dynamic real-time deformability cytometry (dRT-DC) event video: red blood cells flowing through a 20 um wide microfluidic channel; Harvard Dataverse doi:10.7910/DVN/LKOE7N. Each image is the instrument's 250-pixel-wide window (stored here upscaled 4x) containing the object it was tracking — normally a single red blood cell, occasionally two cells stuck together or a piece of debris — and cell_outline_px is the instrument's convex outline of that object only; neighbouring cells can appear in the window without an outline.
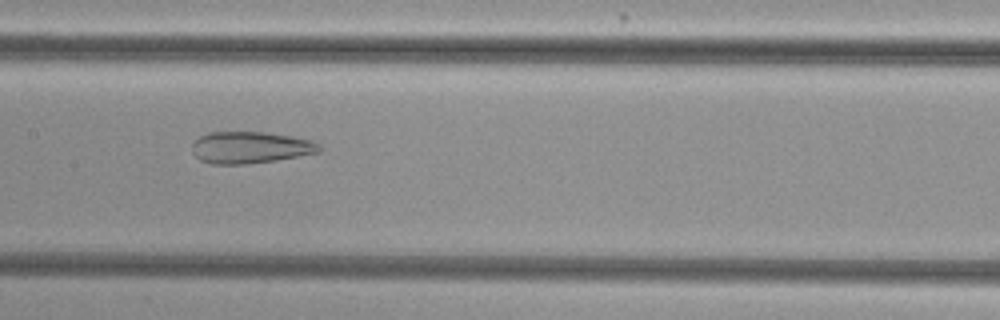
{"species": "common noctule bat (a hibernating species)", "species_latin": "Nyctalus noctula", "temperature_condition": "cold", "stored_images_in_passage": 55, "camera_frame_rate_fps": 3000, "um_per_image_px": 0.085, "animal": {"sex": "female", "body_mass_g": 29.2, "forearm_length_mm": 56.3}, "frame": {"image": 1, "passage_image": 27, "time_ms": 8.667, "image_size_px": [1000, 320], "cell_outline_px": [[324, 148], [320, 152], [276, 160], [244, 164], [212, 164], [200, 160], [192, 152], [192, 144], [200, 136], [208, 132], [268, 132], [292, 136], [312, 140], [320, 144]], "centroid_in_image_um": [21.3, 12.53], "position_along_channel_um": 186.1, "area_um2": 23.7}}
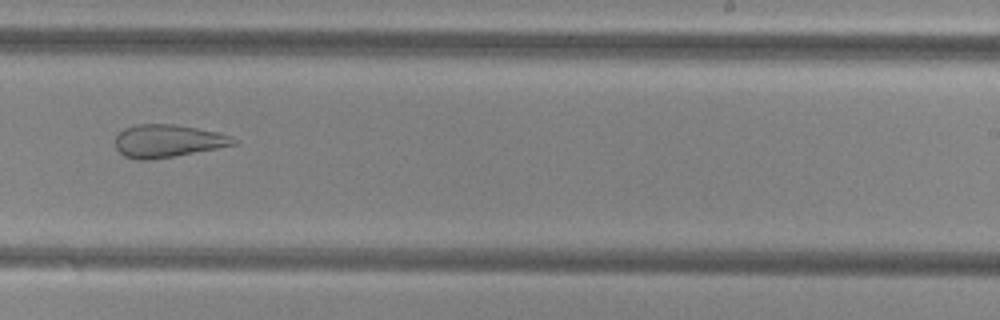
{"frame": {"image": 2, "passage_image": 34, "time_ms": 11.0, "image_size_px": [1000, 320], "cell_outline_px": [[240, 140], [236, 144], [176, 156], [152, 160], [136, 160], [124, 156], [116, 148], [116, 132], [124, 128], [136, 124], [176, 124], [220, 132], [232, 136]], "centroid_in_image_um": [14.26, 11.97], "position_along_channel_um": 274.7, "area_um2": 22.95}}
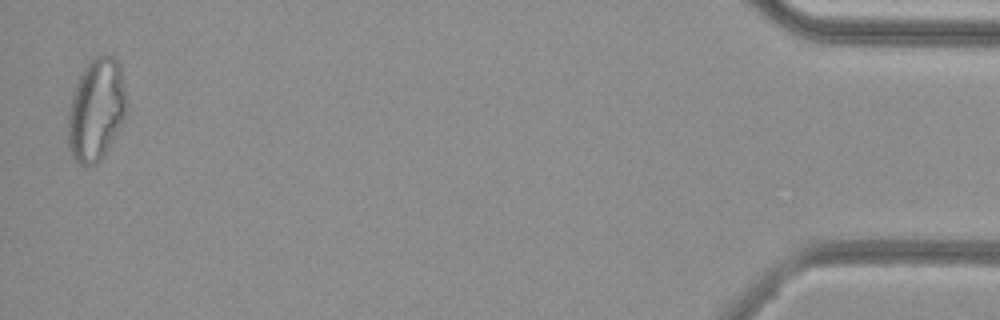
{"frame": {"image": 3, "passage_image": 53, "time_ms": 17.333, "image_size_px": [1000, 320], "cell_outline_px": [[128, 108], [108, 148], [100, 160], [96, 164], [80, 164], [72, 156], [68, 148], [68, 112], [72, 92], [84, 68], [92, 56], [104, 52], [112, 56], [120, 64]], "centroid_in_image_um": [8.17, 9.27], "position_along_channel_um": 427.0, "area_um2": 34.97}}